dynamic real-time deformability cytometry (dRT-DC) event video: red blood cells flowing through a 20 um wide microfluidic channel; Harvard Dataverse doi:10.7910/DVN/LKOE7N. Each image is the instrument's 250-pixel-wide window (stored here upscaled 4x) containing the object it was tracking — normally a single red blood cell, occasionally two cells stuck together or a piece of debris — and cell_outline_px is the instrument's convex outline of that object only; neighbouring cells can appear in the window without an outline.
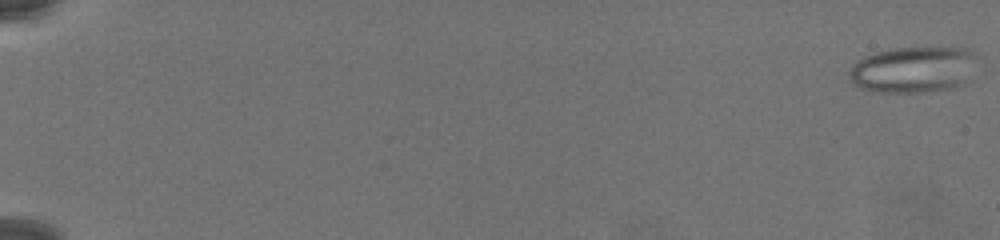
{"species": "common noctule bat (a hibernating species)", "species_latin": "Nyctalus noctula", "temperature_condition": "warm", "stored_images_in_passage": 77, "camera_frame_rate_fps": 3000, "um_per_image_px": 0.085, "animal": {"sex": "female", "body_mass_g": 19.5, "forearm_length_mm": 54.1}, "frame": {"image": 1, "passage_image": 1, "time_ms": 0.0, "image_size_px": [1000, 240], "cell_outline_px": [[976, 56], [968, 84], [952, 88], [924, 92], [872, 92], [856, 88], [852, 84], [848, 76], [848, 72], [852, 64], [856, 60], [864, 56], [876, 52], [892, 48], [968, 48], [976, 52]], "centroid_in_image_um": [77.6, 5.93], "position_along_channel_um": 7.4, "area_um2": 35.14}}
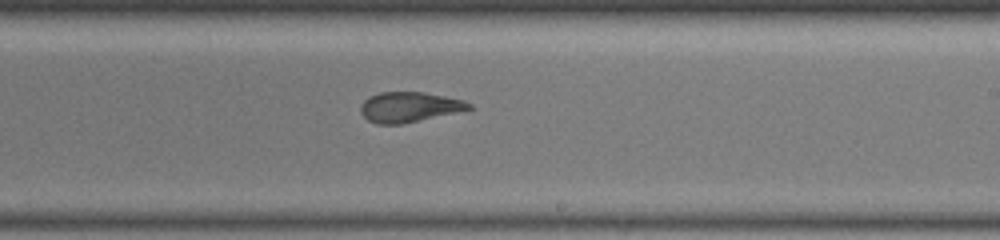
{"frame": {"image": 2, "passage_image": 50, "time_ms": 16.333, "image_size_px": [1000, 240], "cell_outline_px": [[472, 108], [456, 112], [400, 124], [376, 124], [368, 120], [360, 112], [360, 104], [368, 96], [380, 92], [424, 92], [464, 100], [472, 104]], "centroid_in_image_um": [34.74, 9.09], "position_along_channel_um": 254.3, "area_um2": 18.9}}
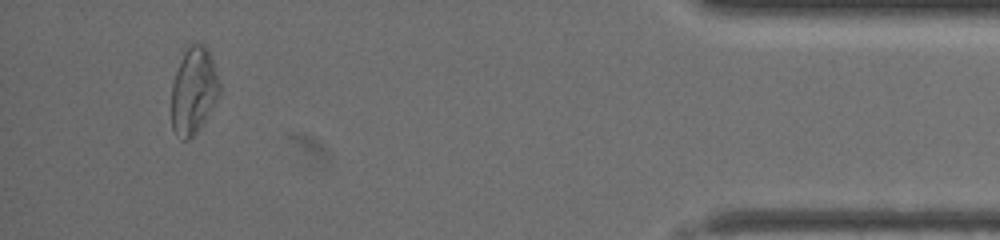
{"frame": {"image": 3, "passage_image": 73, "time_ms": 24.0, "image_size_px": [1000, 240], "cell_outline_px": [[220, 96], [196, 132], [188, 140], [180, 140], [172, 128], [172, 84], [180, 60], [184, 52], [192, 44], [204, 44], [208, 48], [220, 84]], "centroid_in_image_um": [16.46, 7.72], "position_along_channel_um": 418.7, "area_um2": 24.04}}